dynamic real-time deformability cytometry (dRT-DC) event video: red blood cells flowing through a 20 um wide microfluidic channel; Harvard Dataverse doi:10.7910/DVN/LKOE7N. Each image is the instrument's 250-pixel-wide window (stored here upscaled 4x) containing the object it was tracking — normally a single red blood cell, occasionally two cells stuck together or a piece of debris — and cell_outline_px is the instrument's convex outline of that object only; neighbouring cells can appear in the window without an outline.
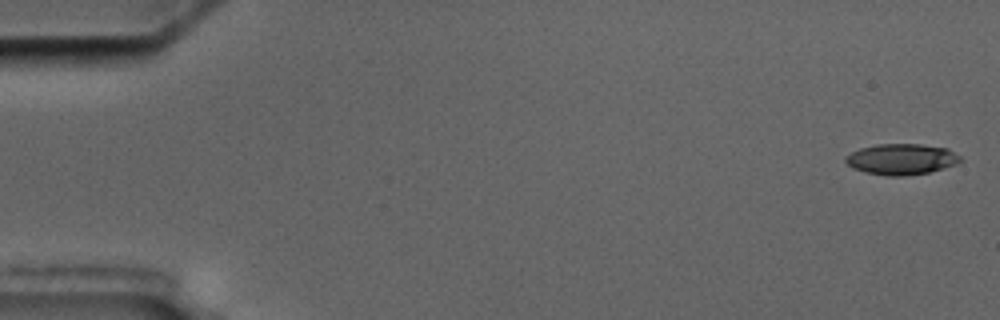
{"species": "common noctule bat (a hibernating species)", "species_latin": "Nyctalus noctula", "temperature_condition": "cold", "stored_images_in_passage": 5, "camera_frame_rate_fps": 3000, "um_per_image_px": 0.085, "animal": {"sex": "male", "body_mass_g": 17.5, "forearm_length_mm": 52.3}, "frame": {"image": 1, "passage_image": 1, "time_ms": 0.0, "image_size_px": [1000, 320], "cell_outline_px": [[964, 160], [956, 164], [928, 172], [904, 176], [888, 176], [864, 172], [852, 168], [844, 160], [844, 156], [860, 148], [876, 144], [920, 144], [948, 148], [960, 156]], "centroid_in_image_um": [76.61, 13.53], "position_along_channel_um": 8.4, "area_um2": 20.75}}
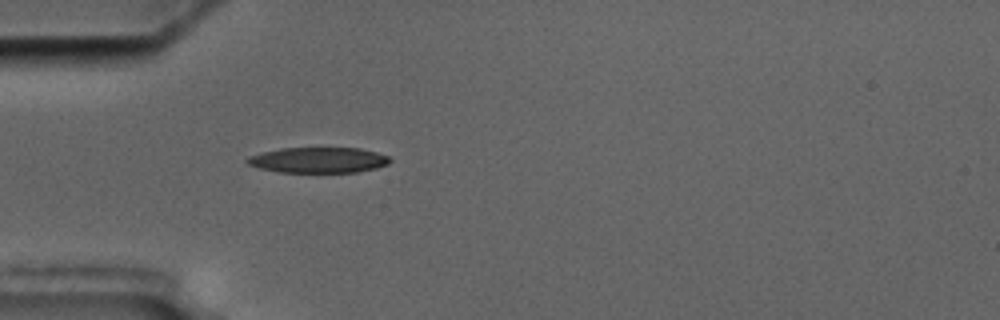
{"frame": {"image": 2, "passage_image": 4, "time_ms": 5.333, "image_size_px": [1000, 320], "cell_outline_px": [[392, 160], [388, 164], [376, 168], [356, 172], [280, 172], [260, 168], [248, 164], [244, 160], [248, 156], [260, 152], [280, 148], [360, 148], [376, 152], [388, 156]], "centroid_in_image_um": [27.04, 13.6], "position_along_channel_um": 58.0, "area_um2": 21.33}}